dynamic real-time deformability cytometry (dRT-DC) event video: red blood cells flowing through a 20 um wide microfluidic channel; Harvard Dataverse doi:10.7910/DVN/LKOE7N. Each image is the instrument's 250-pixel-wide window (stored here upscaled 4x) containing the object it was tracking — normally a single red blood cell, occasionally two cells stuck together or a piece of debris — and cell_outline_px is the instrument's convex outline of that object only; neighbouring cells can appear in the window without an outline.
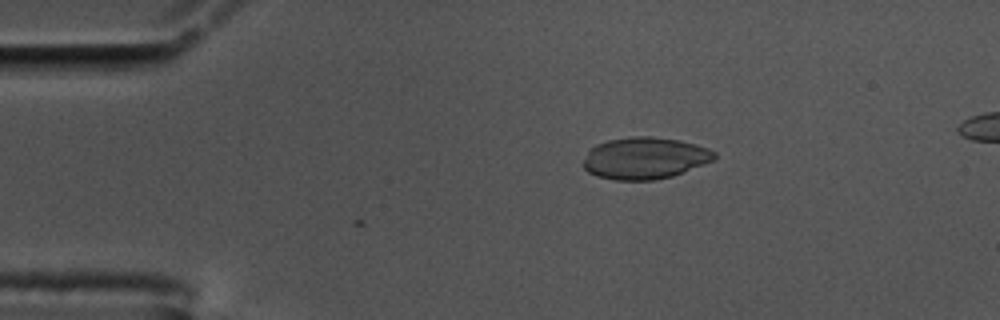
{"species": "common noctule bat (a hibernating species)", "species_latin": "Nyctalus noctula", "temperature_condition": "cold", "stored_images_in_passage": 3, "camera_frame_rate_fps": 3000, "um_per_image_px": 0.085, "animal": {"sex": "male", "body_mass_g": 17.5, "forearm_length_mm": 52.3}, "frame": {"image": 1, "passage_image": 1, "time_ms": 0.0, "image_size_px": [1000, 320], "cell_outline_px": [[716, 160], [672, 176], [652, 180], [612, 180], [596, 176], [588, 172], [584, 168], [584, 160], [588, 152], [596, 144], [608, 140], [628, 136], [652, 136], [680, 140], [696, 144], [708, 148], [716, 152]], "centroid_in_image_um": [54.83, 13.44], "position_along_channel_um": 30.2, "area_um2": 32.14}}